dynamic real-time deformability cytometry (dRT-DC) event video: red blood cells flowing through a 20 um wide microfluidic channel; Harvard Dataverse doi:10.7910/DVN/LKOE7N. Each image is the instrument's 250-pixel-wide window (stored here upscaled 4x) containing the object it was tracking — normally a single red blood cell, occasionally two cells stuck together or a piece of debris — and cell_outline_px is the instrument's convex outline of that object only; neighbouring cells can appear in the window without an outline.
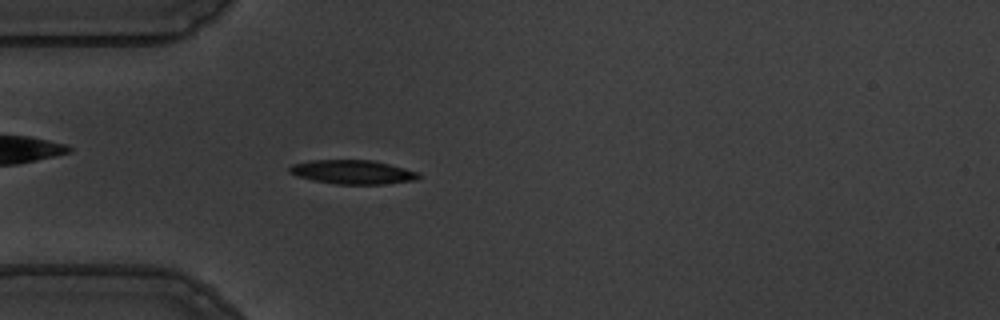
{"species": "common noctule bat (a hibernating species)", "species_latin": "Nyctalus noctula", "temperature_condition": "warm", "stored_images_in_passage": 55, "camera_frame_rate_fps": 3000, "um_per_image_px": 0.085, "animal": {"sex": "male", "body_mass_g": 19.5, "forearm_length_mm": 54.6}, "frame": {"image": 1, "passage_image": 15, "time_ms": 4.667, "image_size_px": [1000, 320], "cell_outline_px": [[420, 176], [416, 180], [384, 184], [336, 184], [312, 180], [296, 176], [288, 172], [288, 168], [292, 164], [312, 160], [372, 160], [420, 172]], "centroid_in_image_um": [29.96, 14.62], "position_along_channel_um": 55.0, "area_um2": 18.09}}
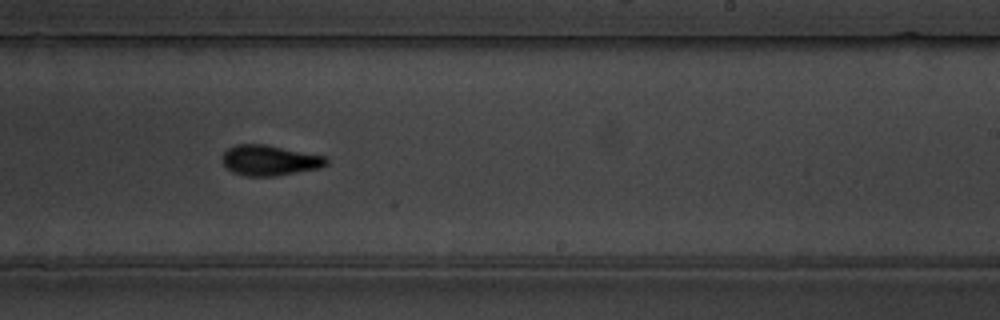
{"frame": {"image": 2, "passage_image": 33, "time_ms": 10.667, "image_size_px": [1000, 320], "cell_outline_px": [[328, 164], [320, 168], [276, 176], [248, 176], [232, 172], [224, 164], [220, 156], [228, 148], [236, 144], [264, 144], [324, 156], [328, 160]], "centroid_in_image_um": [22.9, 13.63], "position_along_channel_um": 266.1, "area_um2": 18.38}}
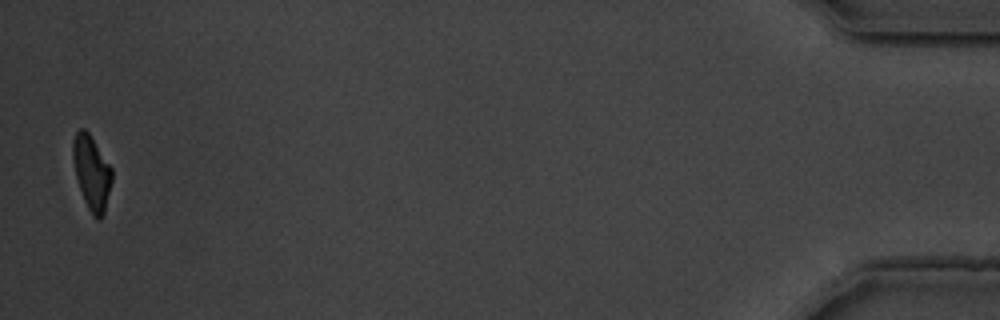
{"frame": {"image": 3, "passage_image": 54, "time_ms": 17.667, "image_size_px": [1000, 320], "cell_outline_px": [[112, 180], [104, 216], [100, 220], [96, 220], [92, 216], [84, 200], [76, 176], [72, 160], [72, 140], [76, 132], [80, 128], [84, 128], [88, 132], [112, 168]], "centroid_in_image_um": [7.79, 14.7], "position_along_channel_um": 427.4, "area_um2": 16.99}, "authors_computed_cell_mechanics": {"area_um2": 18.0914, "velocity_mm_per_s": 3.6025, "shape_relaxation_time_tau1_ms": 3.4718, "shape_relaxation_time_tau2_ms": 2.4439, "deformation_change_tau1": 0.154, "deformation_change_tau2": 0.0896}}